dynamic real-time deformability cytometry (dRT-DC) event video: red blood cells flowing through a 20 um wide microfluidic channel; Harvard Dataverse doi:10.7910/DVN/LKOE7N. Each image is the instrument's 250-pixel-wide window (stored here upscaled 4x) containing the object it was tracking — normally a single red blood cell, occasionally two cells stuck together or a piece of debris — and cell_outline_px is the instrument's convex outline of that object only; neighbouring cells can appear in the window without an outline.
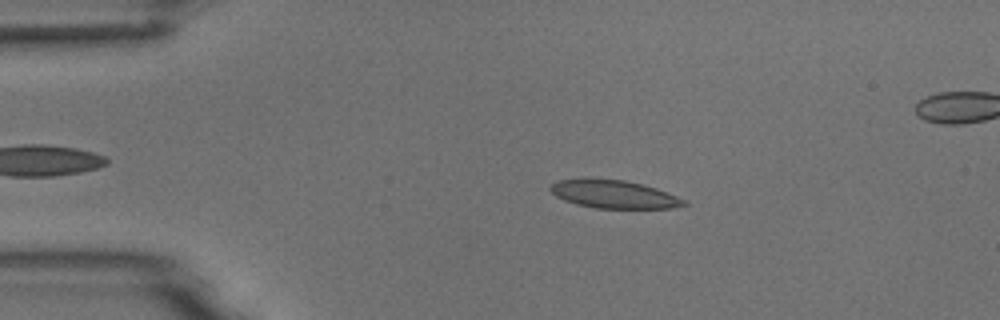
{"species": "common noctule bat (a hibernating species)", "species_latin": "Nyctalus noctula", "temperature_condition": "room temperature", "stored_images_in_passage": 46, "camera_frame_rate_fps": 3000, "um_per_image_px": 0.085, "animal": {"sex": "male", "body_mass_g": 18.8}, "frame": {"image": 1, "passage_image": 10, "time_ms": 3.0, "image_size_px": [1000, 320], "cell_outline_px": [[688, 204], [672, 208], [596, 208], [576, 204], [564, 200], [556, 196], [548, 188], [552, 184], [560, 180], [624, 180], [656, 188], [676, 196], [684, 200]], "centroid_in_image_um": [52.19, 16.54], "position_along_channel_um": 32.8, "area_um2": 21.15}}
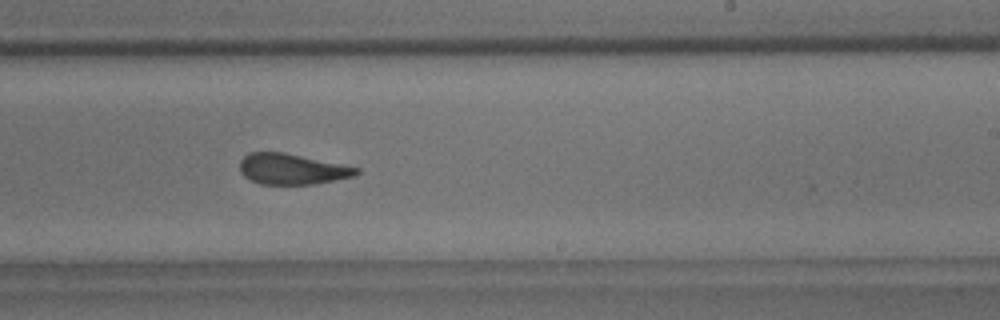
{"frame": {"image": 2, "passage_image": 32, "time_ms": 10.333, "image_size_px": [1000, 320], "cell_outline_px": [[360, 172], [356, 176], [312, 184], [260, 184], [244, 176], [240, 172], [240, 160], [248, 152], [284, 152], [360, 168]], "centroid_in_image_um": [24.81, 14.36], "position_along_channel_um": 264.2, "area_um2": 20.81}}
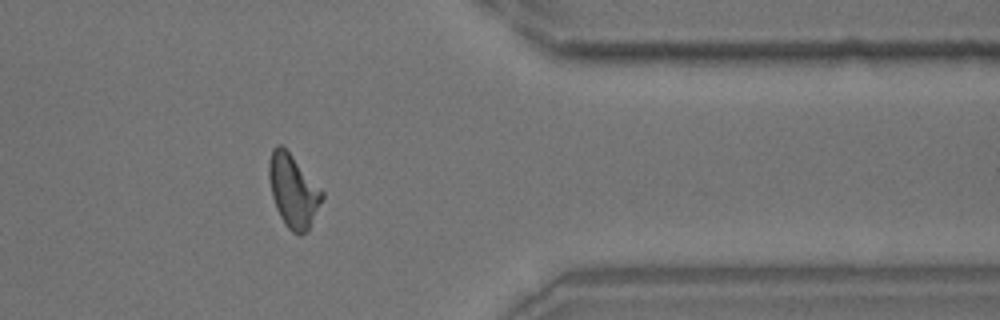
{"frame": {"image": 3, "passage_image": 43, "time_ms": 14.0, "image_size_px": [1000, 320], "cell_outline_px": [[324, 196], [308, 228], [300, 236], [292, 232], [288, 228], [280, 216], [276, 208], [272, 196], [268, 176], [268, 164], [272, 148], [276, 144], [280, 144], [292, 156], [324, 192]], "centroid_in_image_um": [24.89, 16.21], "position_along_channel_um": 386.5, "area_um2": 22.14}, "authors_computed_cell_mechanics": {"area_um2": 22.0218, "velocity_mm_per_s": 3.7481, "shape_relaxation_time_tau1_ms": 6.5317, "shape_relaxation_time_tau2_ms": 1.5143, "deformation_change_tau1": 0.1964, "deformation_change_tau2": 0.0773}}